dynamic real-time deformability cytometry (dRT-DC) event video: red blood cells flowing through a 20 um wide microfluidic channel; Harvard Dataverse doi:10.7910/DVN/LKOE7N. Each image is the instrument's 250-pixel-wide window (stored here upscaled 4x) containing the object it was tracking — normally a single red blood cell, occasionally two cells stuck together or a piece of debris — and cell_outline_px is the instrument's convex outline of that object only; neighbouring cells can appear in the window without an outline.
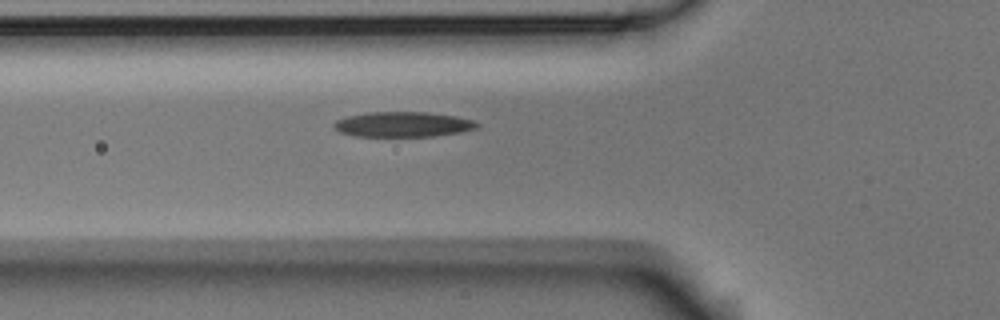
{"species": "Egyptian fruit bat (a non-hibernating species)", "species_latin": "Rousettus aegyptiacus", "temperature_condition": "room temperature", "stored_images_in_passage": 3, "camera_frame_rate_fps": 3000, "um_per_image_px": 0.085, "animal": {"sex": "male"}, "frame": {"image": 1, "passage_image": 3, "time_ms": 0.667, "image_size_px": [1000, 320], "cell_outline_px": [[480, 124], [476, 128], [464, 132], [432, 136], [356, 136], [340, 132], [332, 128], [332, 124], [336, 120], [348, 116], [368, 112], [428, 112], [456, 116], [472, 120]], "centroid_in_image_um": [34.24, 10.57], "position_along_channel_um": 91.6, "area_um2": 21.04}}